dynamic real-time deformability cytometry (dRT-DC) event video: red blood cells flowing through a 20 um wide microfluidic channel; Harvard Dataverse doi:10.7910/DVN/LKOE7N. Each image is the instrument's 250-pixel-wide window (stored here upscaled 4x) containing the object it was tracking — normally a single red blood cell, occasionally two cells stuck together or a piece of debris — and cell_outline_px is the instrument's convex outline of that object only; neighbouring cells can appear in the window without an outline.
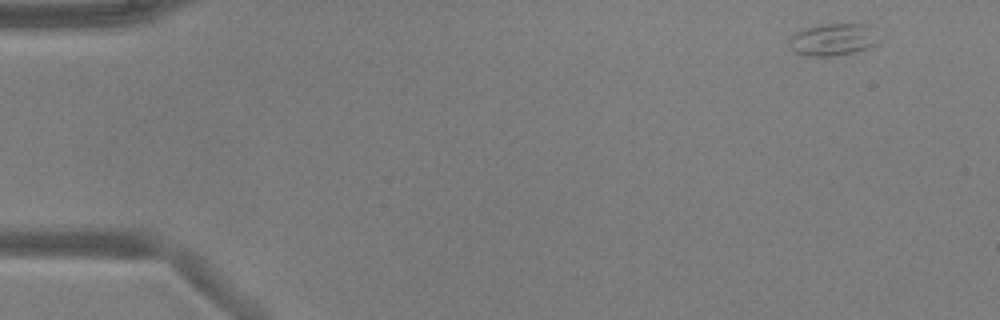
{"species": "common noctule bat (a hibernating species)", "species_latin": "Nyctalus noctula", "temperature_condition": "warm", "stored_images_in_passage": 6, "camera_frame_rate_fps": 3000, "um_per_image_px": 0.085, "animal": {"sex": "male", "body_mass_g": 17.9, "forearm_length_mm": 54.2}, "frame": {"image": 1, "passage_image": 1, "time_ms": 0.0, "image_size_px": [1000, 320], "cell_outline_px": [[880, 40], [876, 44], [852, 52], [832, 56], [808, 56], [796, 52], [788, 44], [788, 40], [796, 32], [804, 28], [816, 24], [868, 24]], "centroid_in_image_um": [70.77, 3.34], "position_along_channel_um": 14.2, "area_um2": 16.65}}
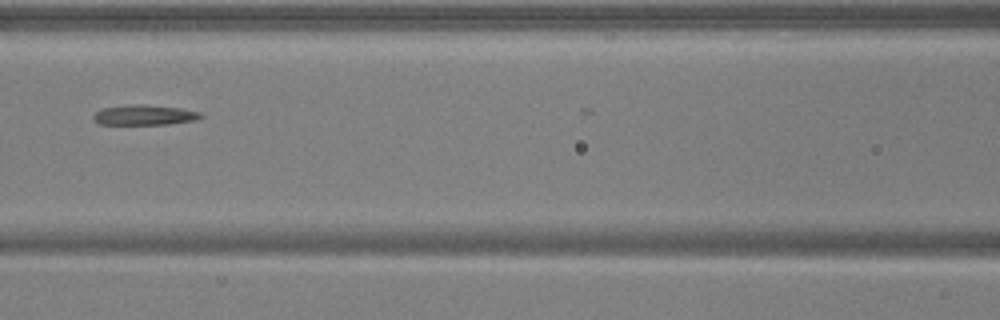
{"frame": {"image": 2, "passage_image": 6, "time_ms": 1.667, "image_size_px": [1000, 320], "cell_outline_px": [[204, 116], [196, 120], [168, 124], [100, 124], [92, 116], [96, 112], [104, 108], [132, 104], [140, 104], [180, 108], [200, 112]], "centroid_in_image_um": [12.31, 9.77], "position_along_channel_um": 154.3, "area_um2": 12.43}}